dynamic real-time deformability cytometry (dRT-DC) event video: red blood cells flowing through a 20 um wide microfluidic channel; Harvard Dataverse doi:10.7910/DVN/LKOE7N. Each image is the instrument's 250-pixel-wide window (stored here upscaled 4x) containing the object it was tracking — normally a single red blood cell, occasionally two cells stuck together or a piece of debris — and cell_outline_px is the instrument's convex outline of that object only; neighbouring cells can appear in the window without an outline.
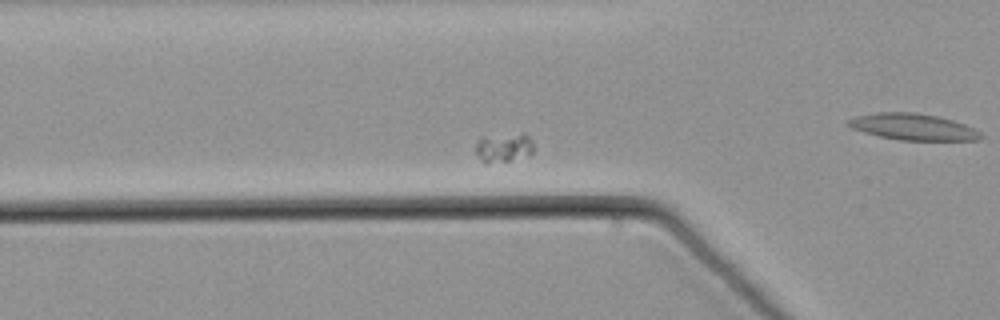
{"species": "common noctule bat (a hibernating species)", "species_latin": "Nyctalus noctula", "temperature_condition": "warm", "stored_images_in_passage": 3, "camera_frame_rate_fps": 3000, "um_per_image_px": 0.085, "animal": {"sex": "male", "body_mass_g": 21.5, "forearm_length_mm": 52.0}, "frame": {"image": 1, "passage_image": 2, "time_ms": 0.333, "image_size_px": [1000, 320], "cell_outline_px": [[532, 152], [528, 156], [488, 164], [484, 164], [480, 160], [476, 152], [476, 140], [480, 136], [524, 132], [532, 140]], "centroid_in_image_um": [42.77, 12.52], "position_along_channel_um": 83.0, "area_um2": 10.17}}